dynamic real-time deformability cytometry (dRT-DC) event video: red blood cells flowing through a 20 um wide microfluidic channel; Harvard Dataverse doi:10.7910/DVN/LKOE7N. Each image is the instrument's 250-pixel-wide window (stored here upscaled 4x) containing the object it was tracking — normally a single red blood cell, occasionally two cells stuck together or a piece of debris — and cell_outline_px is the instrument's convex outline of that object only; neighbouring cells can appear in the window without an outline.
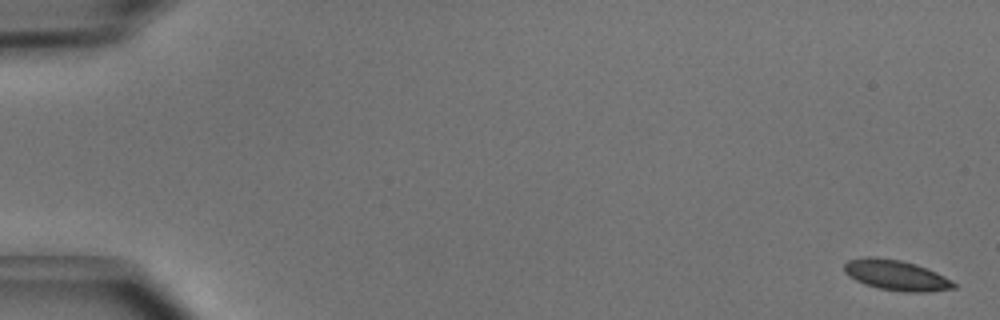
{"species": "common noctule bat (a hibernating species)", "species_latin": "Nyctalus noctula", "temperature_condition": "cold", "stored_images_in_passage": 4, "camera_frame_rate_fps": 3000, "um_per_image_px": 0.085, "animal": {"sex": "male", "body_mass_g": 15.6}, "frame": {"image": 1, "passage_image": 1, "time_ms": 0.0, "image_size_px": [1000, 320], "cell_outline_px": [[956, 288], [928, 292], [904, 292], [880, 288], [864, 284], [848, 276], [844, 272], [844, 264], [848, 260], [864, 256], [872, 256], [900, 260], [916, 264], [928, 268], [944, 276], [956, 284]], "centroid_in_image_um": [76.16, 23.38], "position_along_channel_um": 8.8, "area_um2": 19.48}}